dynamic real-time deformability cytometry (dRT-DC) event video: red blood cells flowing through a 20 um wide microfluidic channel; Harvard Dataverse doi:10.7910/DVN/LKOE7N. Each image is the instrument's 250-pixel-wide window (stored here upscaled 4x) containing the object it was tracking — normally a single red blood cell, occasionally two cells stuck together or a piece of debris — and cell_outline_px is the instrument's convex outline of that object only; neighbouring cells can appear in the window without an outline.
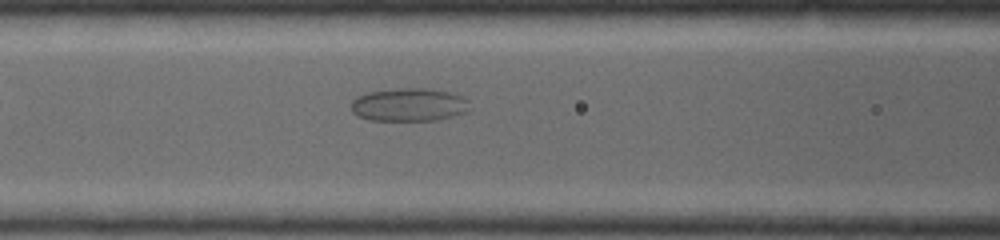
{"species": "common noctule bat (a hibernating species)", "species_latin": "Nyctalus noctula", "temperature_condition": "warm", "stored_images_in_passage": 6, "camera_frame_rate_fps": 5000, "um_per_image_px": 0.085, "animal": {"sex": "female", "body_mass_g": 19.0, "forearm_length_mm": 53.3}, "frame": {"image": 1, "passage_image": 6, "time_ms": 1.8, "image_size_px": [1000, 240], "cell_outline_px": [[472, 108], [468, 112], [436, 120], [368, 120], [356, 116], [352, 112], [348, 104], [356, 96], [368, 92], [400, 88], [428, 88], [448, 92], [460, 96], [468, 100]], "centroid_in_image_um": [34.73, 8.9], "position_along_channel_um": 131.9, "area_um2": 23.24}}